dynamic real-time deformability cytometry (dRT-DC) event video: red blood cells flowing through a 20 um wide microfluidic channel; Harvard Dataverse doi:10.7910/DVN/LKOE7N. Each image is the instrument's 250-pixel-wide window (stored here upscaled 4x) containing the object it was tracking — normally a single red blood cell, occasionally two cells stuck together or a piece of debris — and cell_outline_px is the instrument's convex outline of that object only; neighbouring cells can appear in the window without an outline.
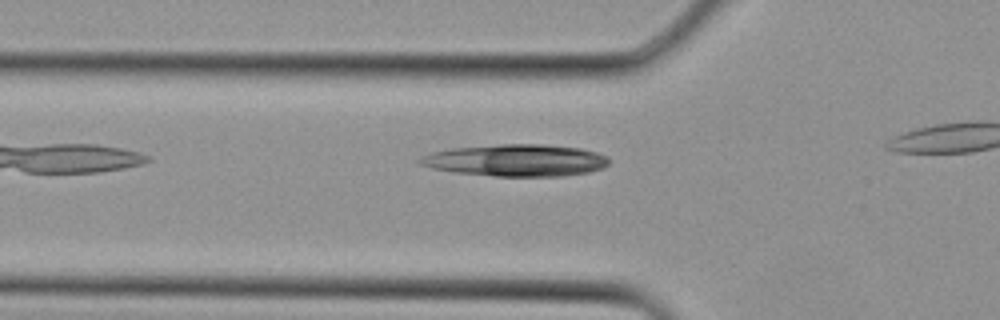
{"species": "Egyptian fruit bat (a non-hibernating species)", "species_latin": "Rousettus aegyptiacus", "temperature_condition": "cold", "stored_images_in_passage": 5, "camera_frame_rate_fps": 3000, "um_per_image_px": 0.085, "animal": {"sex": "female"}, "frame": {"image": 1, "passage_image": 4, "time_ms": 1.0, "image_size_px": [1000, 320], "cell_outline_px": [[608, 164], [604, 168], [588, 172], [560, 176], [496, 176], [452, 172], [432, 168], [420, 164], [416, 160], [432, 152], [452, 148], [500, 144], [540, 144], [580, 148], [596, 152], [608, 156]], "centroid_in_image_um": [43.86, 13.62], "position_along_channel_um": 81.9, "area_um2": 35.14}}